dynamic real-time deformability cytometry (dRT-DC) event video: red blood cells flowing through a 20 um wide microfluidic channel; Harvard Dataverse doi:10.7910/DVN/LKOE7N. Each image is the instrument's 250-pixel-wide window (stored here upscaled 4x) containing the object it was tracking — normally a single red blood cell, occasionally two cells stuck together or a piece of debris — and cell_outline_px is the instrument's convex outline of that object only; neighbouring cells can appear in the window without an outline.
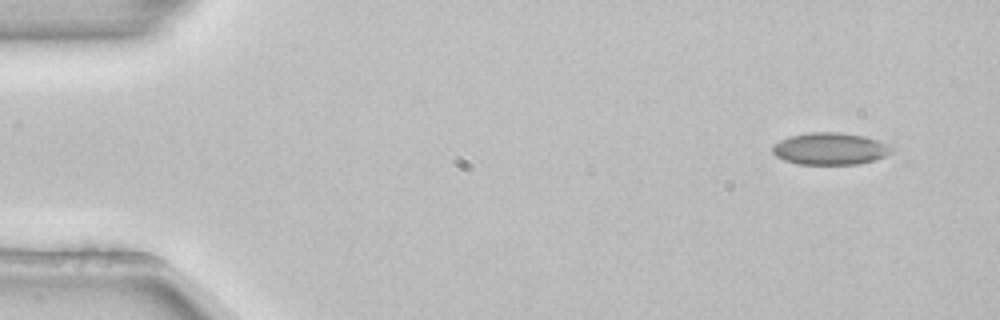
{"species": "common noctule bat (a hibernating species)", "species_latin": "Nyctalus noctula", "temperature_condition": "room temperature", "stored_images_in_passage": 3, "camera_frame_rate_fps": 3000, "um_per_image_px": 0.085, "animal": {"sex": "female", "body_mass_g": 22.7, "forearm_length_mm": 54.2}, "frame": {"image": 1, "passage_image": 1, "time_ms": 0.0, "image_size_px": [1000, 320], "cell_outline_px": [[896, 148], [892, 152], [876, 160], [856, 164], [796, 164], [784, 160], [776, 156], [772, 152], [772, 148], [780, 140], [788, 136], [808, 132], [836, 132], [864, 136], [888, 144]], "centroid_in_image_um": [70.57, 12.64], "position_along_channel_um": 14.4, "area_um2": 22.31}}
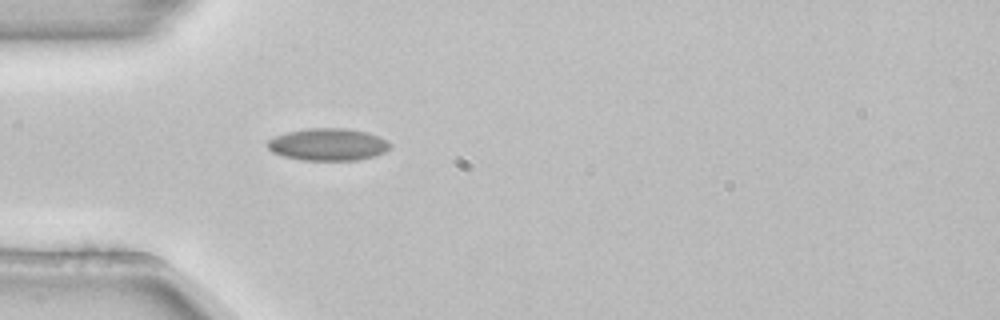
{"frame": {"image": 2, "passage_image": 3, "time_ms": 0.667, "image_size_px": [1000, 320], "cell_outline_px": [[392, 144], [384, 152], [376, 156], [356, 160], [304, 160], [284, 156], [272, 152], [264, 144], [268, 140], [276, 136], [288, 132], [308, 128], [344, 128], [368, 132], [388, 140]], "centroid_in_image_um": [27.89, 12.28], "position_along_channel_um": 57.1, "area_um2": 23.06}}